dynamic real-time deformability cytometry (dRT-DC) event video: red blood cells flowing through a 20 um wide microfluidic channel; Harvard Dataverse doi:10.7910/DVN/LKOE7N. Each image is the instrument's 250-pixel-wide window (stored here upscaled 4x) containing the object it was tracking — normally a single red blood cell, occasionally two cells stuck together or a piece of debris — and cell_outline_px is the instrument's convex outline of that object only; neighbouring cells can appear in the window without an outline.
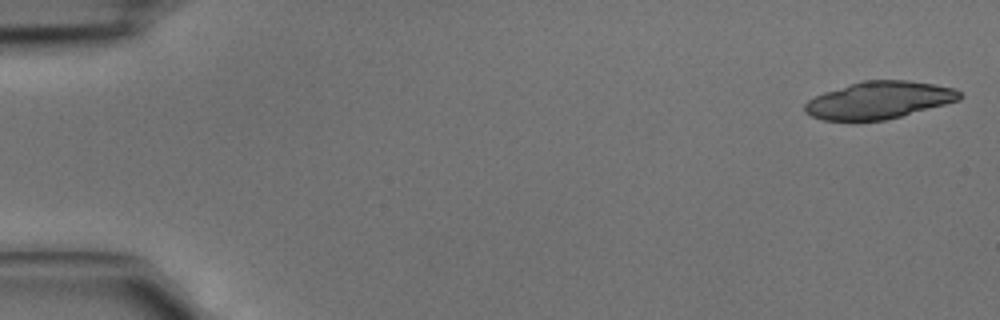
{"species": "common noctule bat (a hibernating species)", "species_latin": "Nyctalus noctula", "temperature_condition": "cold", "stored_images_in_passage": 3, "camera_frame_rate_fps": 3000, "um_per_image_px": 0.085, "animal": {"sex": "male", "body_mass_g": 15.6}, "frame": {"image": 1, "passage_image": 1, "time_ms": 0.0, "image_size_px": [1000, 320], "cell_outline_px": [[964, 96], [960, 100], [900, 116], [884, 120], [824, 120], [812, 116], [804, 112], [804, 104], [808, 100], [824, 92], [864, 80], [908, 80], [936, 84], [956, 88]], "centroid_in_image_um": [74.75, 8.5], "position_along_channel_um": 10.3, "area_um2": 33.47}}